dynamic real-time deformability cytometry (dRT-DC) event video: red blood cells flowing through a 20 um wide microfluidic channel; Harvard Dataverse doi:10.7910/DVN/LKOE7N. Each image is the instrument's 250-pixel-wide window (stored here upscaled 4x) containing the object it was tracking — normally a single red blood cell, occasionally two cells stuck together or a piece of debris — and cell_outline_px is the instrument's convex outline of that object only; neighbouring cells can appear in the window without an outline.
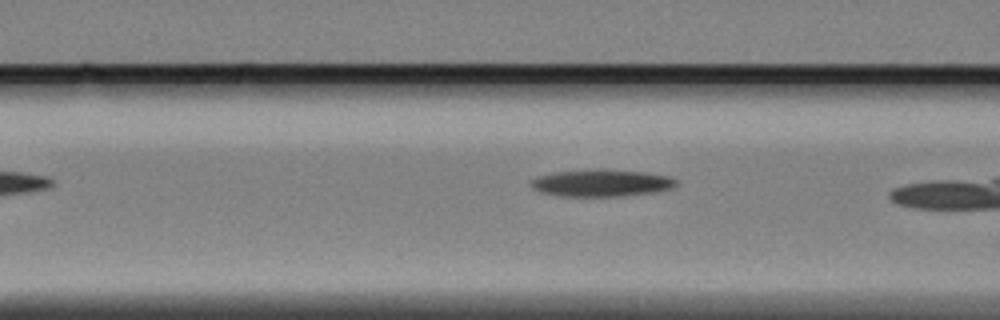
{"species": "Egyptian fruit bat (a non-hibernating species)", "species_latin": "Rousettus aegyptiacus", "temperature_condition": "cold", "stored_images_in_passage": 7, "camera_frame_rate_fps": 3000, "um_per_image_px": 0.085, "animal": {"sex": "female"}, "frame": {"image": 1, "passage_image": 5, "time_ms": 1.333, "image_size_px": [1000, 320], "cell_outline_px": [[676, 184], [672, 188], [652, 192], [620, 196], [560, 196], [540, 192], [532, 188], [528, 184], [536, 176], [556, 172], [644, 172], [668, 176], [676, 180]], "centroid_in_image_um": [51.06, 15.6], "position_along_channel_um": 115.5, "area_um2": 21.68}}